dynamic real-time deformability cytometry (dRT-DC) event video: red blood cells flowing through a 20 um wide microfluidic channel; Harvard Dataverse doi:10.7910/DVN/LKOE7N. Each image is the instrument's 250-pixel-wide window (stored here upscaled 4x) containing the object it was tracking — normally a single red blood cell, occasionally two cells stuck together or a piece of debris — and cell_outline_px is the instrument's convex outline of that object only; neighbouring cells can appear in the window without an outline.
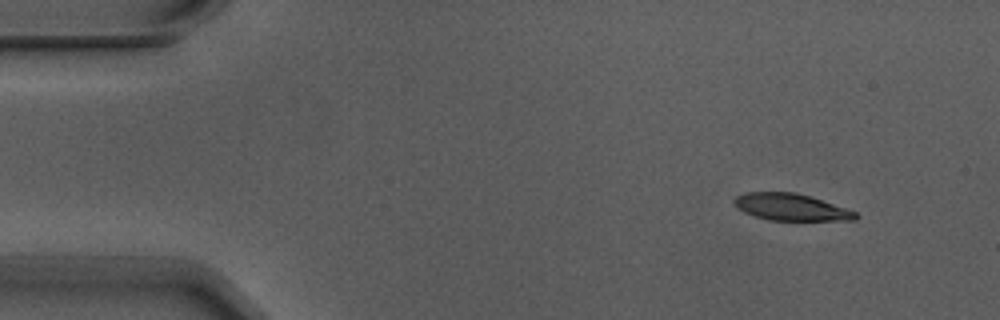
{"species": "Egyptian fruit bat (a non-hibernating species)", "species_latin": "Rousettus aegyptiacus", "temperature_condition": "warm", "stored_images_in_passage": 3, "camera_frame_rate_fps": 3000, "um_per_image_px": 0.085, "animal": {"sex": "male"}, "frame": {"image": 1, "passage_image": 1, "time_ms": 0.0, "image_size_px": [1000, 320], "cell_outline_px": [[860, 216], [856, 220], [768, 220], [744, 212], [732, 200], [736, 196], [744, 192], [796, 192], [856, 212]], "centroid_in_image_um": [67.22, 17.6], "position_along_channel_um": 17.8, "area_um2": 18.67}}